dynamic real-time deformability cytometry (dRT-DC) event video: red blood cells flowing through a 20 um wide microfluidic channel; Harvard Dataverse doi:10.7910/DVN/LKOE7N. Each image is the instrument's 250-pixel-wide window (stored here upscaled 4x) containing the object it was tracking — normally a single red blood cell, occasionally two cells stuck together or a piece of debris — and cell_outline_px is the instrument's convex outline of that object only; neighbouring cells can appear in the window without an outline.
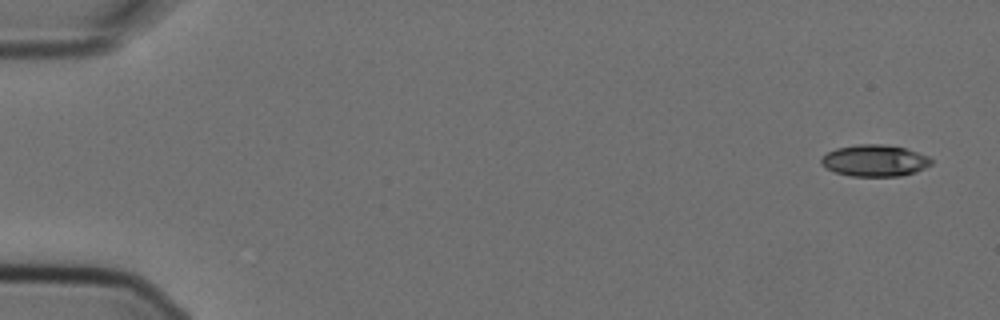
{"species": "Egyptian fruit bat (a non-hibernating species)", "species_latin": "Rousettus aegyptiacus", "temperature_condition": "cold", "stored_images_in_passage": 5, "camera_frame_rate_fps": 3000, "um_per_image_px": 0.085, "animal": {"sex": "female"}, "frame": {"image": 1, "passage_image": 1, "time_ms": 0.0, "image_size_px": [1000, 320], "cell_outline_px": [[932, 164], [916, 172], [900, 176], [852, 176], [836, 172], [820, 164], [820, 160], [828, 152], [836, 148], [856, 144], [884, 144], [904, 148], [928, 156], [932, 160]], "centroid_in_image_um": [74.36, 13.65], "position_along_channel_um": 10.6, "area_um2": 20.17}}
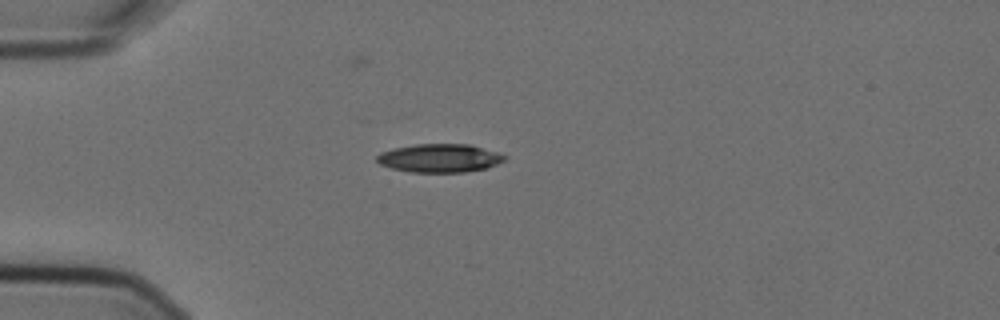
{"frame": {"image": 2, "passage_image": 4, "time_ms": 1.0, "image_size_px": [1000, 320], "cell_outline_px": [[508, 156], [504, 160], [488, 168], [464, 172], [408, 172], [392, 168], [380, 164], [376, 160], [376, 156], [380, 152], [392, 148], [416, 144], [468, 144], [496, 152]], "centroid_in_image_um": [37.34, 13.44], "position_along_channel_um": 47.7, "area_um2": 21.15}}